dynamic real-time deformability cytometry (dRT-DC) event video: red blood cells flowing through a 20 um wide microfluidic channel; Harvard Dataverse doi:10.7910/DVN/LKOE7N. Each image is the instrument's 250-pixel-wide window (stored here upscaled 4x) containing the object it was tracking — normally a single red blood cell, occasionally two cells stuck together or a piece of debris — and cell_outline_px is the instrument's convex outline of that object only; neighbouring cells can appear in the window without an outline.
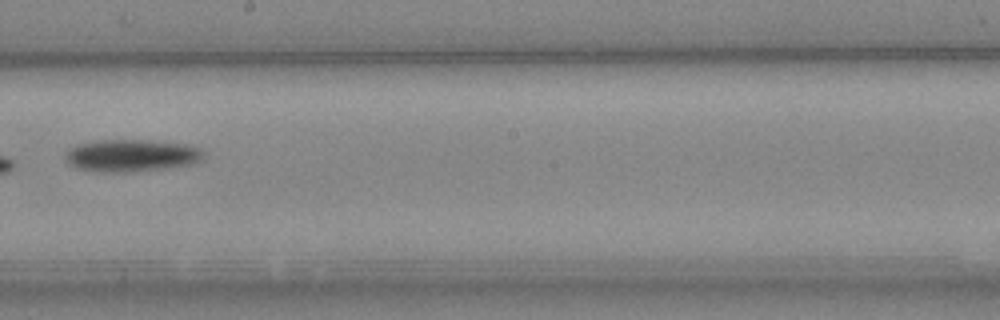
{"species": "Egyptian fruit bat (a non-hibernating species)", "species_latin": "Rousettus aegyptiacus", "temperature_condition": "cold", "stored_images_in_passage": 9, "camera_frame_rate_fps": 3000, "um_per_image_px": 0.085, "animal": {"sex": "female"}, "frame": {"image": 1, "passage_image": 8, "time_ms": 9.0, "image_size_px": [1000, 320], "cell_outline_px": [[208, 152], [204, 160], [196, 164], [132, 172], [96, 172], [76, 168], [68, 164], [64, 156], [72, 148], [80, 144], [100, 140], [148, 140], [192, 144]], "centroid_in_image_um": [11.29, 13.22], "position_along_channel_um": 236.9, "area_um2": 26.53}}
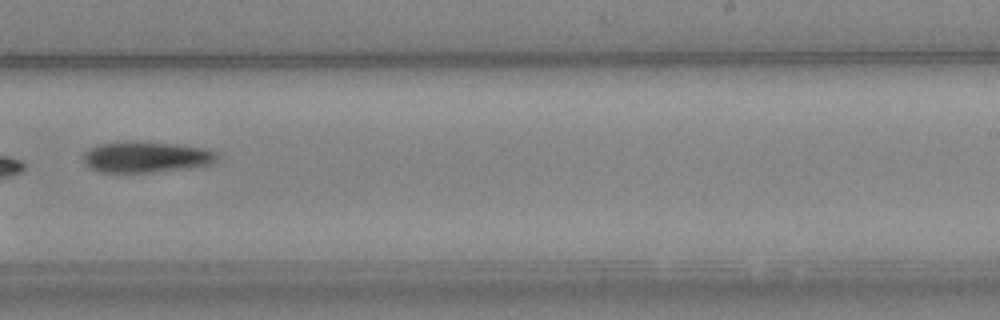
{"frame": {"image": 2, "passage_image": 9, "time_ms": 10.0, "image_size_px": [1000, 320], "cell_outline_px": [[220, 156], [212, 164], [188, 168], [152, 172], [100, 172], [88, 168], [84, 164], [84, 152], [96, 144], [132, 140], [176, 144], [208, 148], [216, 152]], "centroid_in_image_um": [12.42, 13.33], "position_along_channel_um": 276.6, "area_um2": 24.62}}